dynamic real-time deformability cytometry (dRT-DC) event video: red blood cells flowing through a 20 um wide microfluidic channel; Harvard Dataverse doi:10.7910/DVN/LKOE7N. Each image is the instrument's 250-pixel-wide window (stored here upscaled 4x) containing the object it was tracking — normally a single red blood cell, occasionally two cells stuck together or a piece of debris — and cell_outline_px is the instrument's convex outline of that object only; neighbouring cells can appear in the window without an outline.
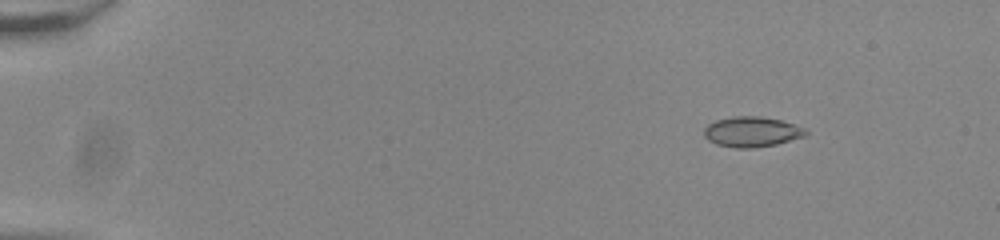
{"species": "common noctule bat (a hibernating species)", "species_latin": "Nyctalus noctula", "temperature_condition": "room temperature", "stored_images_in_passage": 49, "camera_frame_rate_fps": 3000, "um_per_image_px": 0.085, "animal": {"sex": "male", "body_mass_g": 20.0, "forearm_length_mm": 53.3}, "frame": {"image": 1, "passage_image": 2, "time_ms": 0.333, "image_size_px": [1000, 240], "cell_outline_px": [[808, 132], [804, 136], [776, 144], [752, 148], [736, 148], [716, 144], [708, 140], [704, 136], [704, 128], [708, 124], [716, 120], [736, 116], [760, 116], [780, 120], [804, 128]], "centroid_in_image_um": [63.87, 11.2], "position_along_channel_um": 21.1, "area_um2": 17.74}}
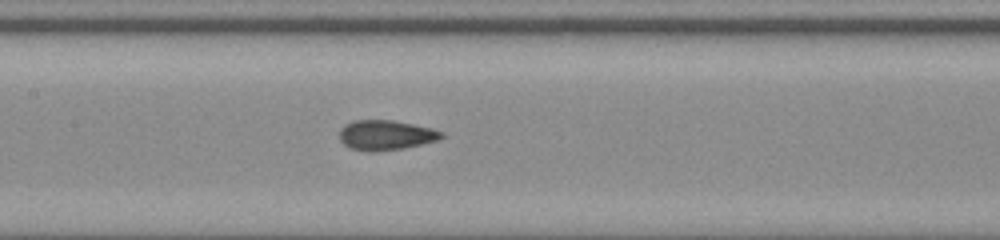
{"frame": {"image": 2, "passage_image": 23, "time_ms": 7.333, "image_size_px": [1000, 240], "cell_outline_px": [[444, 136], [436, 140], [404, 148], [372, 152], [368, 152], [348, 148], [340, 140], [340, 128], [344, 124], [352, 120], [392, 120], [432, 128], [444, 132]], "centroid_in_image_um": [32.75, 11.48], "position_along_channel_um": 174.7, "area_um2": 17.86}}
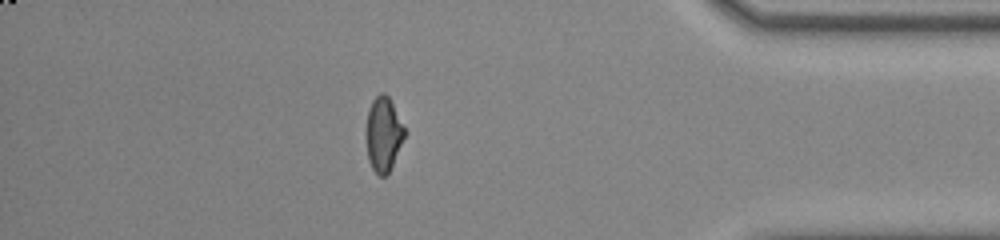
{"frame": {"image": 3, "passage_image": 43, "time_ms": 14.0, "image_size_px": [1000, 240], "cell_outline_px": [[408, 132], [388, 172], [384, 176], [380, 176], [372, 168], [368, 160], [368, 108], [372, 100], [380, 92], [384, 92], [388, 96], [404, 124]], "centroid_in_image_um": [32.64, 11.37], "position_along_channel_um": 402.6, "area_um2": 16.42}, "authors_computed_cell_mechanics": {"area_um2": 17.3978, "velocity_mm_per_s": 3.8723, "shape_relaxation_time_tau1_ms": 8.1582, "shape_relaxation_time_tau2_ms": 0.9266, "deformation_change_tau1": 0.2175, "deformation_change_tau2": 0.0615}}